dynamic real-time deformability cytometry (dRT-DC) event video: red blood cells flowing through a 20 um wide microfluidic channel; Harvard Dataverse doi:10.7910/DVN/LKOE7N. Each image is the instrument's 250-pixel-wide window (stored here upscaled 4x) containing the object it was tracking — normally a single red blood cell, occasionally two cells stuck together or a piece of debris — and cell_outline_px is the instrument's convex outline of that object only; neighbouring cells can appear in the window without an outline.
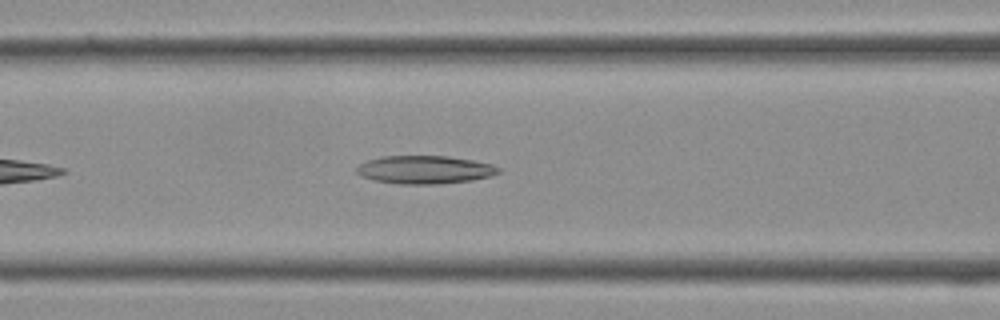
{"species": "Egyptian fruit bat (a non-hibernating species)", "species_latin": "Rousettus aegyptiacus", "temperature_condition": "cold", "stored_images_in_passage": 18, "camera_frame_rate_fps": 3000, "um_per_image_px": 0.085, "frame": {"image": 1, "passage_image": 6, "time_ms": 1.667, "image_size_px": [1000, 320], "cell_outline_px": [[500, 172], [492, 176], [472, 180], [440, 184], [396, 184], [376, 180], [360, 176], [356, 172], [356, 168], [360, 164], [368, 160], [380, 156], [448, 156], [472, 160], [492, 164], [500, 168]], "centroid_in_image_um": [36.11, 14.43], "position_along_channel_um": 130.5, "area_um2": 23.35}}
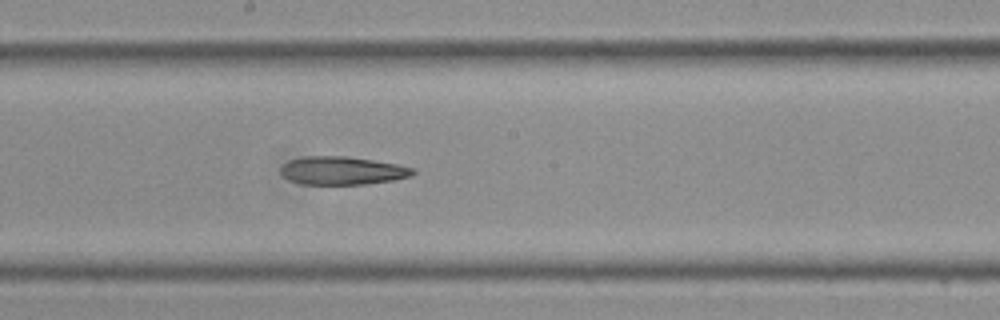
{"frame": {"image": 2, "passage_image": 11, "time_ms": 3.333, "image_size_px": [1000, 320], "cell_outline_px": [[416, 172], [412, 176], [396, 180], [368, 184], [300, 184], [288, 180], [280, 172], [280, 168], [288, 160], [304, 156], [344, 156], [372, 160], [396, 164], [416, 168]], "centroid_in_image_um": [29.11, 14.51], "position_along_channel_um": 219.1, "area_um2": 21.91}}
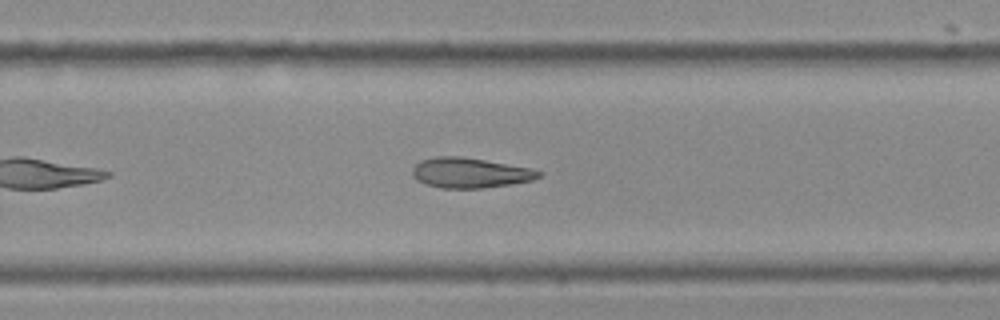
{"frame": {"image": 3, "passage_image": 15, "time_ms": 4.667, "image_size_px": [1000, 320], "cell_outline_px": [[544, 172], [540, 176], [532, 180], [512, 184], [484, 188], [440, 188], [424, 184], [416, 180], [412, 176], [412, 168], [420, 160], [436, 156], [460, 156], [532, 168]], "centroid_in_image_um": [39.93, 14.69], "position_along_channel_um": 289.9, "area_um2": 22.37}}